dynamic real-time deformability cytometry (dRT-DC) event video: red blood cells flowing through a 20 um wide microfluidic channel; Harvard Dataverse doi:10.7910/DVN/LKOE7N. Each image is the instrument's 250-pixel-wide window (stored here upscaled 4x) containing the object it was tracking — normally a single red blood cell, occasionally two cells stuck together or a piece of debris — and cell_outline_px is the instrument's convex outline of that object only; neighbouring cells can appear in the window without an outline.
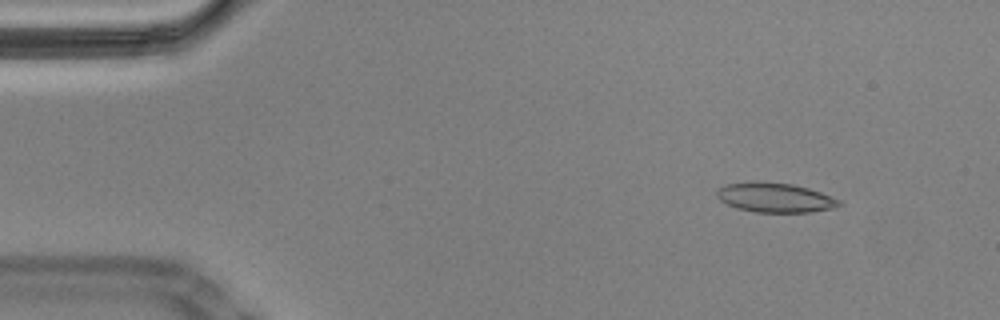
{"species": "Egyptian fruit bat (a non-hibernating species)", "species_latin": "Rousettus aegyptiacus", "temperature_condition": "cold", "stored_images_in_passage": 56, "camera_frame_rate_fps": 3000, "um_per_image_px": 0.085, "animal": {"sex": "male"}, "frame": {"image": 1, "passage_image": 5, "time_ms": 1.333, "image_size_px": [1000, 320], "cell_outline_px": [[844, 204], [832, 208], [812, 212], [756, 212], [736, 208], [720, 200], [716, 196], [716, 192], [720, 188], [728, 184], [752, 180], [756, 180], [792, 184], [808, 188], [820, 192], [840, 200]], "centroid_in_image_um": [65.87, 16.78], "position_along_channel_um": 19.1, "area_um2": 21.15}}
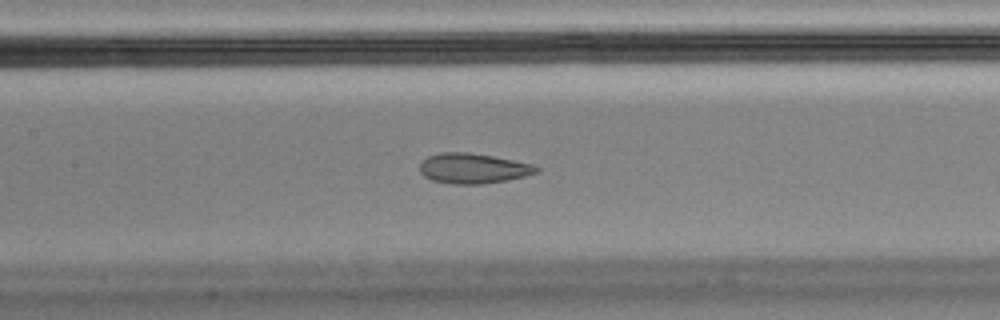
{"frame": {"image": 2, "passage_image": 25, "time_ms": 8.0, "image_size_px": [1000, 320], "cell_outline_px": [[540, 168], [536, 172], [524, 176], [504, 180], [480, 184], [452, 184], [432, 180], [424, 176], [420, 172], [420, 164], [428, 156], [440, 152], [468, 152], [492, 156], [532, 164]], "centroid_in_image_um": [40.17, 14.31], "position_along_channel_um": 167.2, "area_um2": 20.23}}
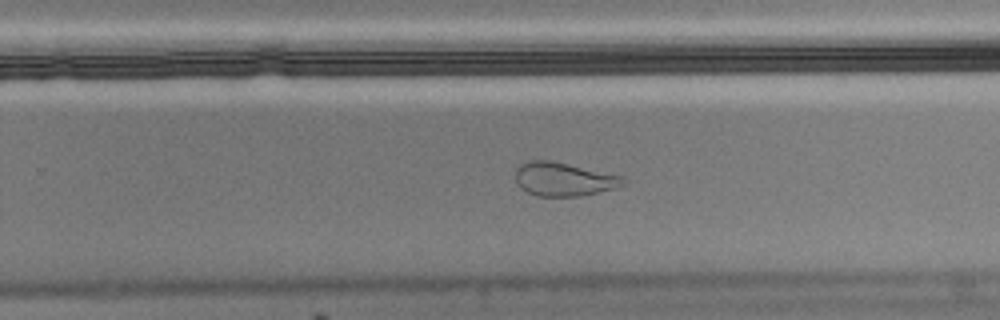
{"frame": {"image": 3, "passage_image": 35, "time_ms": 11.333, "image_size_px": [1000, 320], "cell_outline_px": [[628, 180], [624, 184], [612, 188], [580, 196], [536, 196], [520, 188], [516, 184], [516, 168], [520, 164], [528, 160], [548, 160], [624, 176]], "centroid_in_image_um": [47.88, 15.23], "position_along_channel_um": 281.9, "area_um2": 20.98}, "authors_computed_cell_mechanics": {"area_um2": 21.5594, "velocity_mm_per_s": 3.4565, "shape_relaxation_time_tau1_ms": null, "shape_relaxation_time_tau2_ms": 1.6334, "deformation_change_tau1": null, "deformation_change_tau2": 0.0702}}